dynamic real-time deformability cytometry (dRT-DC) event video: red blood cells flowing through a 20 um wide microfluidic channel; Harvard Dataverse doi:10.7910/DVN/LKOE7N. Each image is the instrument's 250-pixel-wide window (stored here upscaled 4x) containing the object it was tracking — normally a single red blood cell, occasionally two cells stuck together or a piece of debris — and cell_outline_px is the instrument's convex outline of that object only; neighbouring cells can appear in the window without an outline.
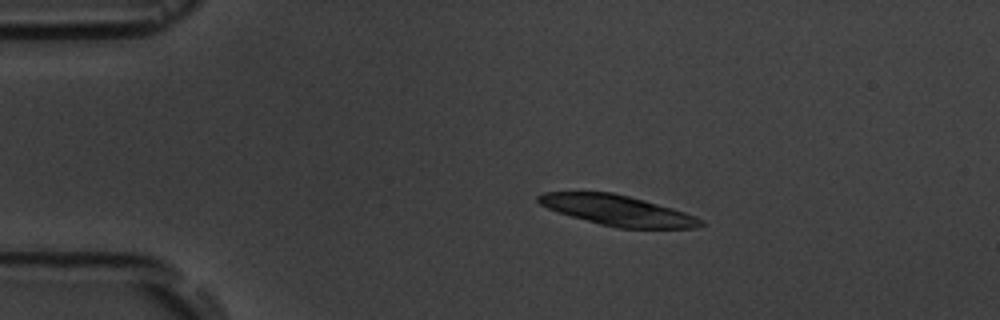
{"species": "common noctule bat (a hibernating species)", "species_latin": "Nyctalus noctula", "temperature_condition": "room temperature", "stored_images_in_passage": 4, "camera_frame_rate_fps": 3000, "um_per_image_px": 0.085, "animal": {"sex": "male", "body_mass_g": 19.5, "forearm_length_mm": 54.6}, "frame": {"image": 1, "passage_image": 1, "time_ms": 0.0, "image_size_px": [1000, 320], "cell_outline_px": [[708, 224], [696, 228], [616, 228], [600, 224], [556, 212], [540, 204], [536, 200], [536, 196], [544, 192], [612, 192], [644, 200], [672, 208], [696, 216], [704, 220]], "centroid_in_image_um": [52.51, 17.89], "position_along_channel_um": 32.5, "area_um2": 28.78}}